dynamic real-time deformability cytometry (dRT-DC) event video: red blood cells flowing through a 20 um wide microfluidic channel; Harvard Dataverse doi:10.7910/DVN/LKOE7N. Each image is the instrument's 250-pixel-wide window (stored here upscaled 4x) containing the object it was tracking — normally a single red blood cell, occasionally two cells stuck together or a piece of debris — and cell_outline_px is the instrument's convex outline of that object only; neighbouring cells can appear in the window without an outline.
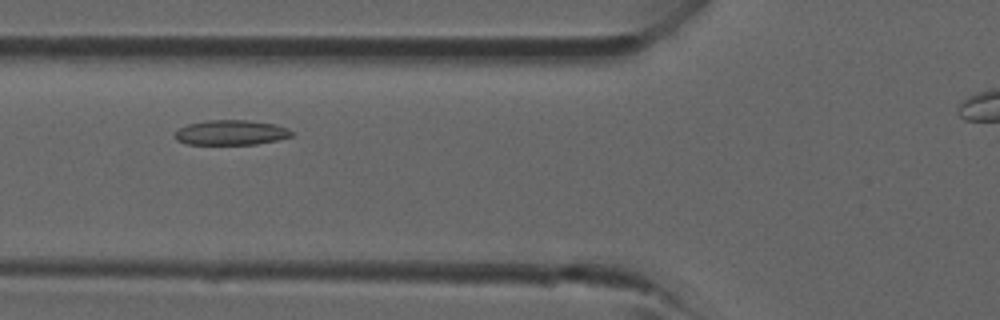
{"species": "common noctule bat (a hibernating species)", "species_latin": "Nyctalus noctula", "temperature_condition": "room temperature", "stored_images_in_passage": 4, "camera_frame_rate_fps": 3000, "um_per_image_px": 0.085, "animal": {"sex": "male", "forearm_length_mm": 52.5}, "frame": {"image": 1, "passage_image": 3, "time_ms": 3.333, "image_size_px": [1000, 320], "cell_outline_px": [[292, 136], [276, 140], [256, 144], [188, 144], [176, 140], [172, 136], [180, 128], [188, 124], [208, 120], [248, 120], [276, 124], [288, 128], [292, 132]], "centroid_in_image_um": [19.63, 11.26], "position_along_channel_um": 106.2, "area_um2": 16.94}}
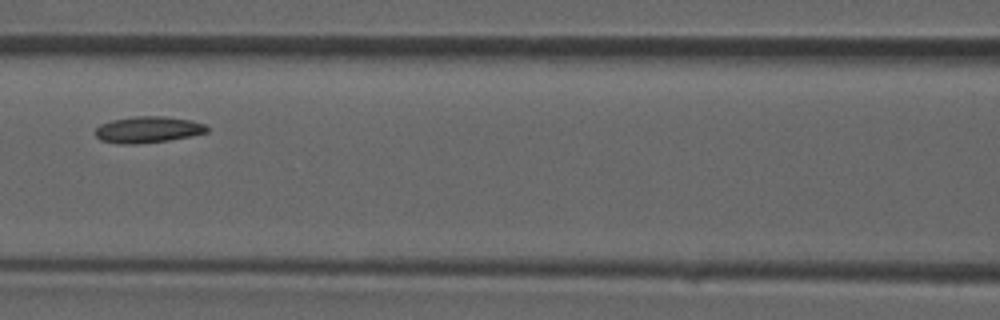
{"frame": {"image": 2, "passage_image": 4, "time_ms": 4.333, "image_size_px": [1000, 320], "cell_outline_px": [[208, 132], [168, 140], [136, 144], [116, 144], [100, 140], [96, 136], [96, 128], [100, 124], [112, 120], [136, 116], [164, 116], [192, 120], [204, 124], [208, 128]], "centroid_in_image_um": [12.55, 11.02], "position_along_channel_um": 154.1, "area_um2": 17.11}}